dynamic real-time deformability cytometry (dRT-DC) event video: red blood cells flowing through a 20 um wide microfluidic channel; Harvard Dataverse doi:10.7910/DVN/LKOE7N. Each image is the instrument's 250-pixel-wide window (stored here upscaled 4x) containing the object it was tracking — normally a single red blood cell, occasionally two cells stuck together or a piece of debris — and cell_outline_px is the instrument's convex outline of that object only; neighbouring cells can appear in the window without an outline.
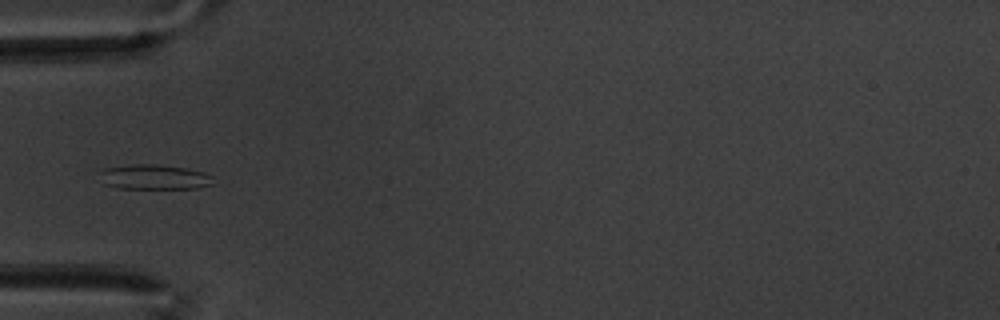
{"species": "common noctule bat (a hibernating species)", "species_latin": "Nyctalus noctula", "temperature_condition": "warm", "stored_images_in_passage": 41, "camera_frame_rate_fps": 3000, "um_per_image_px": 0.085, "animal": {"sex": "male", "body_mass_g": 20.1, "forearm_length_mm": 53.5}, "frame": {"image": 1, "passage_image": 1, "time_ms": 0.0, "image_size_px": [1000, 320], "cell_outline_px": [[216, 184], [196, 188], [120, 188], [104, 184], [100, 172], [104, 168], [132, 164], [156, 164], [184, 168], [204, 172], [212, 176]], "centroid_in_image_um": [13.15, 15.04], "position_along_channel_um": 71.8, "area_um2": 16.42}}
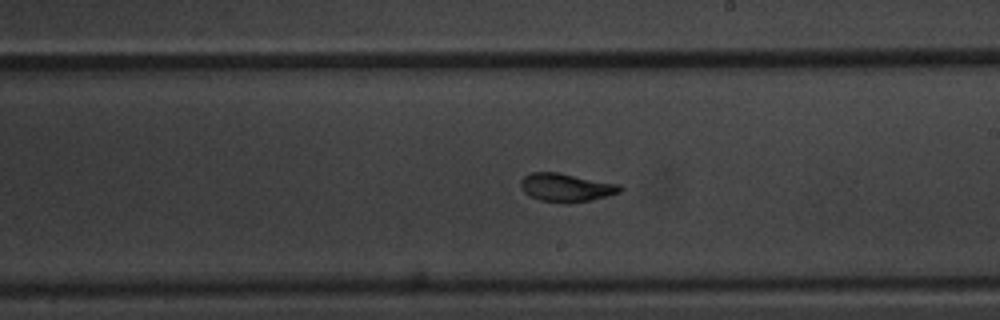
{"frame": {"image": 2, "passage_image": 16, "time_ms": 5.0, "image_size_px": [1000, 320], "cell_outline_px": [[624, 188], [620, 192], [608, 196], [592, 200], [572, 204], [564, 204], [540, 200], [528, 196], [520, 188], [520, 180], [524, 176], [532, 172], [560, 172], [620, 184]], "centroid_in_image_um": [48.13, 15.95], "position_along_channel_um": 240.9, "area_um2": 16.94}}
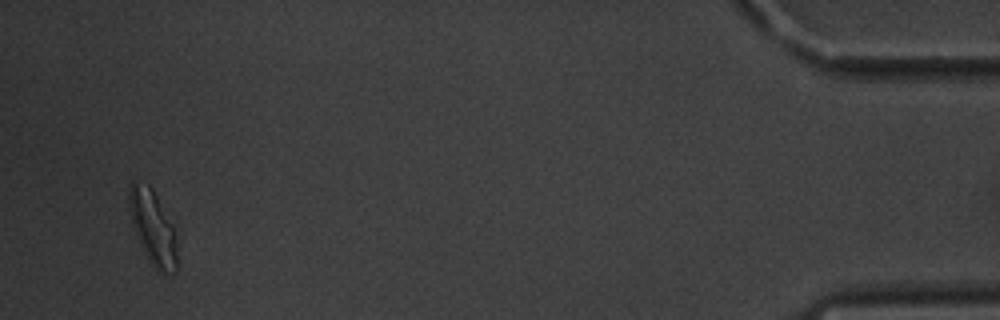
{"frame": {"image": 3, "passage_image": 39, "time_ms": 12.667, "image_size_px": [1000, 320], "cell_outline_px": [[176, 272], [164, 276], [156, 272], [148, 260], [140, 244], [132, 224], [128, 204], [128, 188], [132, 180], [148, 184], [152, 188], [172, 224], [176, 240]], "centroid_in_image_um": [12.97, 19.37], "position_along_channel_um": 422.2, "area_um2": 21.04}, "authors_computed_cell_mechanics": {"area_um2": 16.3574, "velocity_mm_per_s": 3.3652, "shape_relaxation_time_tau1_ms": 3.9378, "shape_relaxation_time_tau2_ms": 1.4659, "deformation_change_tau1": 0.1282, "deformation_change_tau2": 0.0564}}